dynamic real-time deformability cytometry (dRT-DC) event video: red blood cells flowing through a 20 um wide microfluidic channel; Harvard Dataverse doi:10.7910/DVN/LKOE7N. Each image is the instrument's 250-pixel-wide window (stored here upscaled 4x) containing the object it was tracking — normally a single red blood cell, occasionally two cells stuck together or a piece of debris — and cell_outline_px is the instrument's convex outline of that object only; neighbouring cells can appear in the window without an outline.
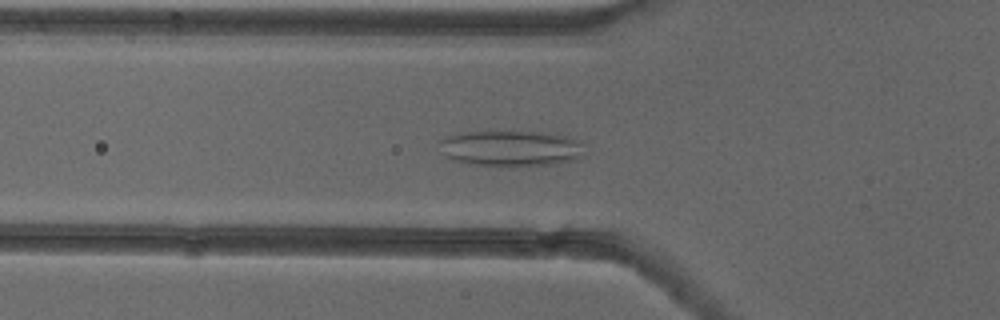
{"species": "common noctule bat (a hibernating species)", "species_latin": "Nyctalus noctula", "temperature_condition": "cold", "stored_images_in_passage": 52, "camera_frame_rate_fps": 3000, "um_per_image_px": 0.085, "animal": {"sex": "female"}, "frame": {"image": 1, "passage_image": 18, "time_ms": 5.667, "image_size_px": [1000, 320], "cell_outline_px": [[584, 144], [580, 160], [552, 164], [512, 168], [468, 164], [452, 160], [444, 156], [440, 140], [448, 136], [464, 132], [556, 132], [580, 140]], "centroid_in_image_um": [43.5, 12.64], "position_along_channel_um": 82.3, "area_um2": 31.15}}
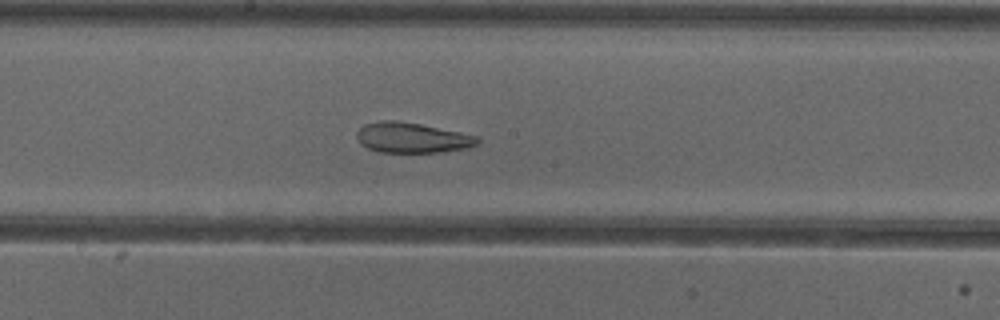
{"frame": {"image": 2, "passage_image": 28, "time_ms": 9.0, "image_size_px": [1000, 320], "cell_outline_px": [[480, 144], [468, 148], [444, 152], [376, 152], [360, 144], [356, 136], [356, 132], [364, 124], [380, 120], [396, 120], [420, 124], [480, 136]], "centroid_in_image_um": [35.05, 11.71], "position_along_channel_um": 213.2, "area_um2": 21.62}}
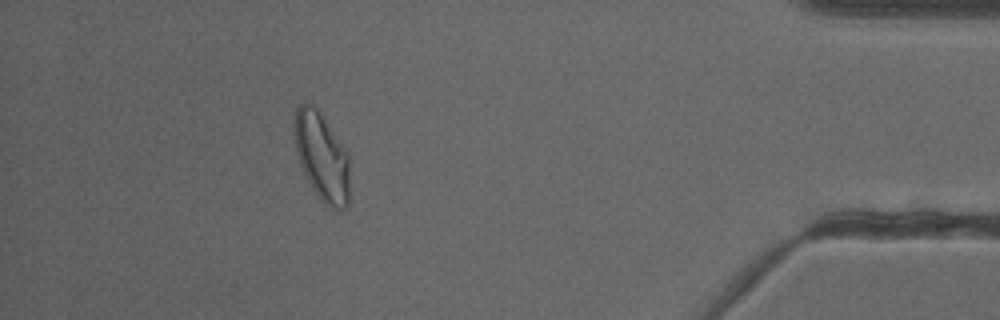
{"frame": {"image": 3, "passage_image": 47, "time_ms": 15.333, "image_size_px": [1000, 320], "cell_outline_px": [[348, 208], [340, 212], [324, 204], [320, 200], [308, 180], [300, 164], [296, 152], [292, 132], [292, 120], [296, 108], [304, 100], [312, 100], [348, 148]], "centroid_in_image_um": [27.33, 13.21], "position_along_channel_um": 407.9, "area_um2": 29.77}, "authors_computed_cell_mechanics": {"area_um2": 27.4261, "velocity_mm_per_s": 3.8789, "shape_relaxation_time_tau1_ms": null, "shape_relaxation_time_tau2_ms": 2.0194, "deformation_change_tau1": null, "deformation_change_tau2": 0.0958}}